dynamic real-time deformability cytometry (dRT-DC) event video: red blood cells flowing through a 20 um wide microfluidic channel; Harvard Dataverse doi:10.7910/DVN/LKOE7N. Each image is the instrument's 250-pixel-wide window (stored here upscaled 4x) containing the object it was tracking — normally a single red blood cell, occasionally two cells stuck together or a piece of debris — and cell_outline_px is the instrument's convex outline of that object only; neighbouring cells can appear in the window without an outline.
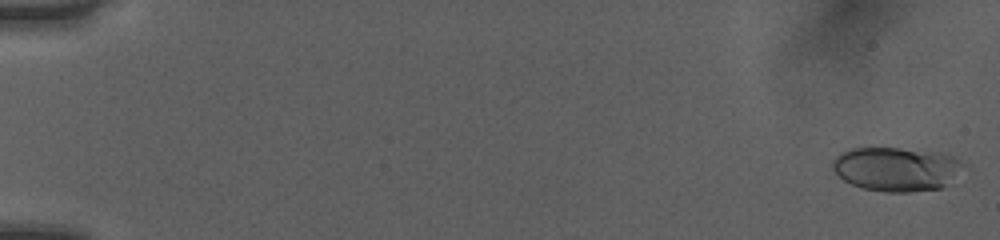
{"species": "human", "species_latin": "Homo sapiens", "temperature_condition": "room temperature", "stored_images_in_passage": 52, "camera_frame_rate_fps": 3000, "um_per_image_px": 0.085, "donor": {"sex": "female"}, "frame": {"image": 1, "passage_image": 1, "time_ms": 0.0, "image_size_px": [1000, 240], "cell_outline_px": [[964, 164], [948, 184], [944, 188], [908, 192], [884, 192], [864, 188], [852, 184], [844, 180], [832, 168], [832, 160], [840, 152], [852, 148], [900, 148], [944, 152], [960, 160]], "centroid_in_image_um": [76.19, 14.36], "position_along_channel_um": 8.8, "area_um2": 33.64}}
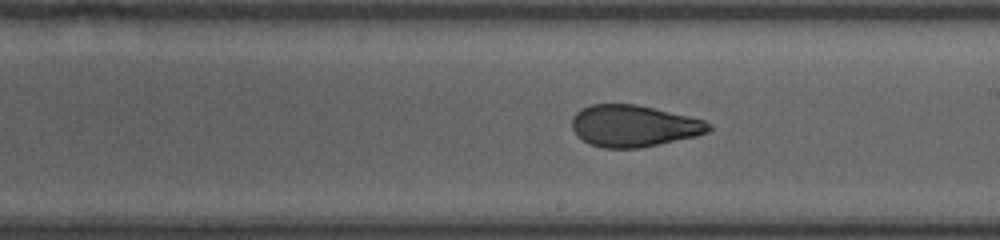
{"frame": {"image": 2, "passage_image": 31, "time_ms": 10.0, "image_size_px": [1000, 240], "cell_outline_px": [[712, 128], [708, 132], [696, 136], [640, 148], [604, 148], [588, 144], [576, 136], [572, 128], [572, 116], [580, 108], [592, 104], [636, 104], [688, 116], [704, 120], [712, 124]], "centroid_in_image_um": [53.83, 10.7], "position_along_channel_um": 235.2, "area_um2": 33.41}}
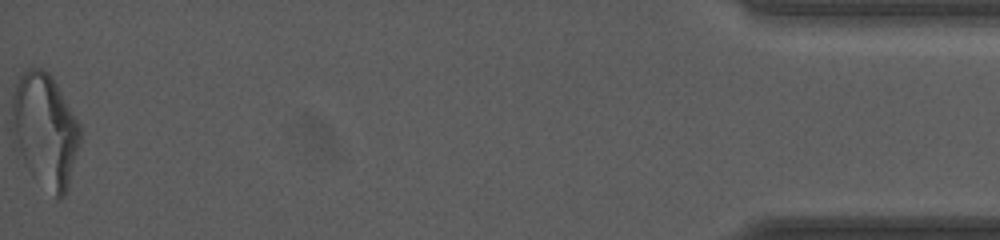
{"frame": {"image": 3, "passage_image": 52, "time_ms": 17.0, "image_size_px": [1000, 240], "cell_outline_px": [[80, 140], [68, 188], [64, 196], [60, 200], [56, 200], [32, 176], [20, 152], [12, 128], [12, 96], [20, 72], [28, 68], [44, 68], [52, 76], [80, 124]], "centroid_in_image_um": [3.84, 11.06], "position_along_channel_um": 431.4, "area_um2": 45.03}, "authors_computed_cell_mechanics": {"area_um2": 33.6107, "velocity_mm_per_s": 4.0483, "shape_relaxation_time_tau1_ms": 6.5396, "shape_relaxation_time_tau2_ms": 1.4222, "deformation_change_tau1": 0.2016, "deformation_change_tau2": 0.0799}}